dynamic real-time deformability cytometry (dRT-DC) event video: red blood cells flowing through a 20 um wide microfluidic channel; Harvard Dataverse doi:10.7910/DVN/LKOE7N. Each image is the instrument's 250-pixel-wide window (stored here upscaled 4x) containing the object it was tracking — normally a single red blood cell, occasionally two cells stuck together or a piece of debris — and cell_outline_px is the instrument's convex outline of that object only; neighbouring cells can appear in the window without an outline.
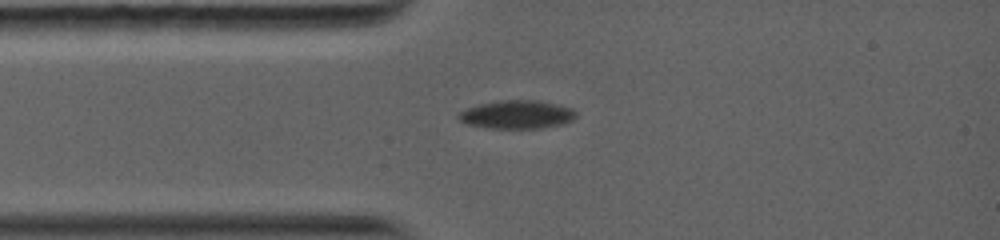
{"species": "common noctule bat (a hibernating species)", "species_latin": "Nyctalus noctula", "temperature_condition": "warm", "stored_images_in_passage": 38, "camera_frame_rate_fps": 5000, "um_per_image_px": 0.085, "animal": {"sex": "female", "body_mass_g": 19.0, "forearm_length_mm": 56.7}, "frame": {"image": 1, "passage_image": 3, "time_ms": 1.6, "image_size_px": [1000, 240], "cell_outline_px": [[576, 116], [572, 120], [560, 124], [540, 128], [488, 128], [468, 124], [460, 120], [456, 116], [460, 112], [468, 108], [480, 104], [500, 100], [540, 100], [572, 108], [576, 112]], "centroid_in_image_um": [43.94, 9.73], "position_along_channel_um": 41.1, "area_um2": 19.25}}
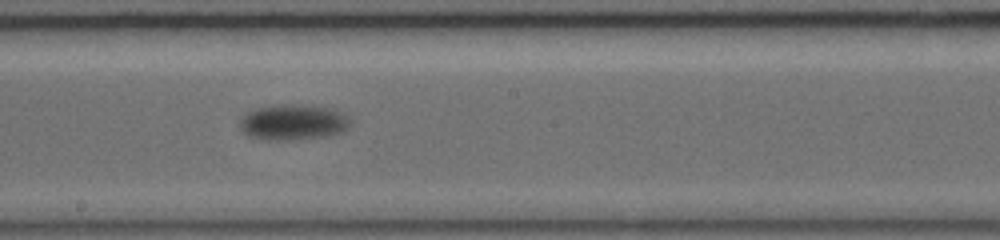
{"frame": {"image": 2, "passage_image": 14, "time_ms": 6.6, "image_size_px": [1000, 240], "cell_outline_px": [[352, 124], [344, 132], [324, 136], [292, 140], [272, 140], [248, 136], [240, 128], [240, 116], [256, 108], [284, 104], [288, 104], [332, 108], [348, 116]], "centroid_in_image_um": [24.93, 10.39], "position_along_channel_um": 223.3, "area_um2": 22.95}}
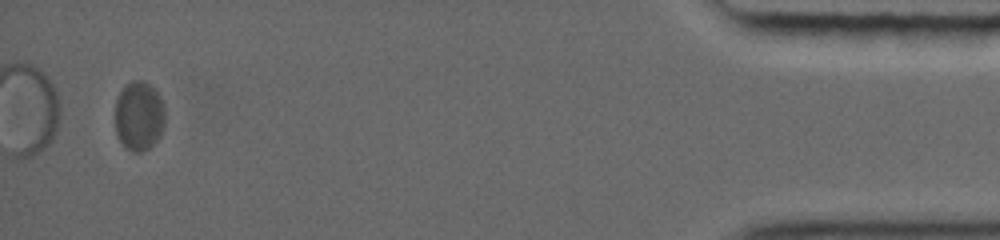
{"frame": {"image": 3, "passage_image": 34, "time_ms": 14.8, "image_size_px": [1000, 240], "cell_outline_px": [[164, 128], [160, 136], [148, 148], [140, 152], [132, 152], [124, 148], [116, 136], [116, 96], [124, 84], [132, 80], [144, 80], [160, 96], [164, 104]], "centroid_in_image_um": [11.79, 9.85], "position_along_channel_um": 423.4, "area_um2": 20.52}, "authors_computed_cell_mechanics": {"area_um2": 20.8658, "velocity_mm_per_s": 3.7256, "shape_relaxation_time_tau1_ms": 2.0478, "shape_relaxation_time_tau2_ms": null, "deformation_change_tau1": 0.08, "deformation_change_tau2": null}}